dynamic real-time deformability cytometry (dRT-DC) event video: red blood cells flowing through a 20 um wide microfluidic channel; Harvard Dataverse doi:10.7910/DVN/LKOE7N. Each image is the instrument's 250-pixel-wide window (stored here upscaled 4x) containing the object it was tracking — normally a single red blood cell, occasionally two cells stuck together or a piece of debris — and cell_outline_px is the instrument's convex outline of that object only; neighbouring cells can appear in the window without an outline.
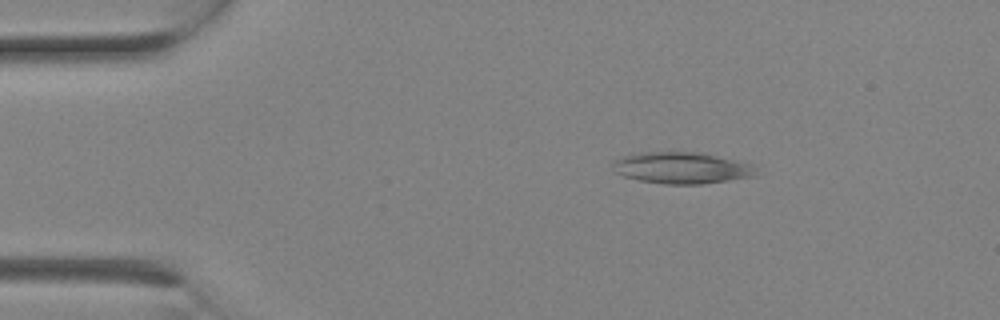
{"species": "Egyptian fruit bat (a non-hibernating species)", "species_latin": "Rousettus aegyptiacus", "temperature_condition": "room temperature", "stored_images_in_passage": 1, "camera_frame_rate_fps": 3000, "um_per_image_px": 0.085, "animal": {"sex": "female"}, "frame": {"image": 1, "passage_image": 1, "time_ms": 0.0, "image_size_px": [1000, 320], "cell_outline_px": [[756, 176], [704, 184], [664, 184], [636, 180], [624, 176], [616, 172], [612, 164], [612, 160], [624, 156], [640, 152], [696, 152], [736, 160], [752, 164]], "centroid_in_image_um": [57.91, 14.28], "position_along_channel_um": 27.1, "area_um2": 26.24}}